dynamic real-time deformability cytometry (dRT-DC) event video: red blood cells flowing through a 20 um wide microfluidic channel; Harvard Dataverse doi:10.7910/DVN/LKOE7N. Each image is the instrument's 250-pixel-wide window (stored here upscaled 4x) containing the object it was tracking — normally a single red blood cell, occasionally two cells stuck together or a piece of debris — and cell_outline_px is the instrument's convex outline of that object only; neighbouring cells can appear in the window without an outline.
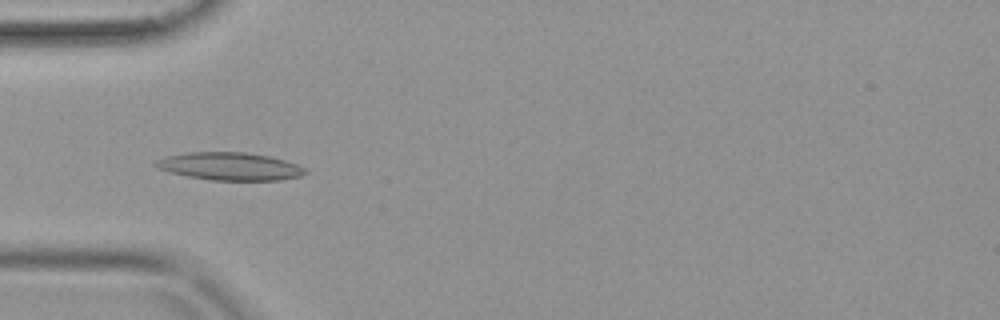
{"species": "common noctule bat (a hibernating species)", "species_latin": "Nyctalus noctula", "temperature_condition": "warm", "stored_images_in_passage": 20, "camera_frame_rate_fps": 3000, "um_per_image_px": 0.085, "animal": {"sex": "female", "body_mass_g": 19.9}, "frame": {"image": 1, "passage_image": 3, "time_ms": 0.667, "image_size_px": [1000, 320], "cell_outline_px": [[308, 172], [300, 176], [280, 180], [212, 180], [188, 176], [168, 172], [156, 168], [152, 164], [156, 160], [168, 156], [188, 152], [244, 152], [268, 156], [284, 160], [296, 164], [304, 168]], "centroid_in_image_um": [19.5, 14.14], "position_along_channel_um": 65.5, "area_um2": 24.1}}
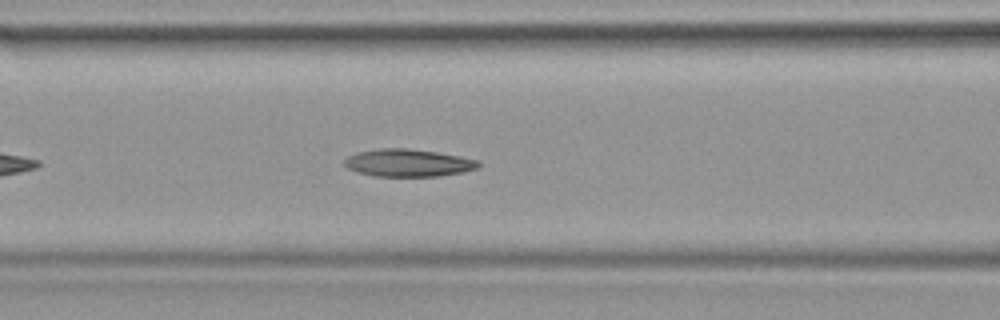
{"frame": {"image": 2, "passage_image": 7, "time_ms": 2.0, "image_size_px": [1000, 320], "cell_outline_px": [[480, 164], [476, 168], [460, 172], [436, 176], [372, 176], [356, 172], [348, 168], [344, 164], [344, 160], [348, 156], [356, 152], [376, 148], [408, 148], [436, 152], [460, 156], [480, 160]], "centroid_in_image_um": [34.64, 13.83], "position_along_channel_um": 132.0, "area_um2": 21.5}}
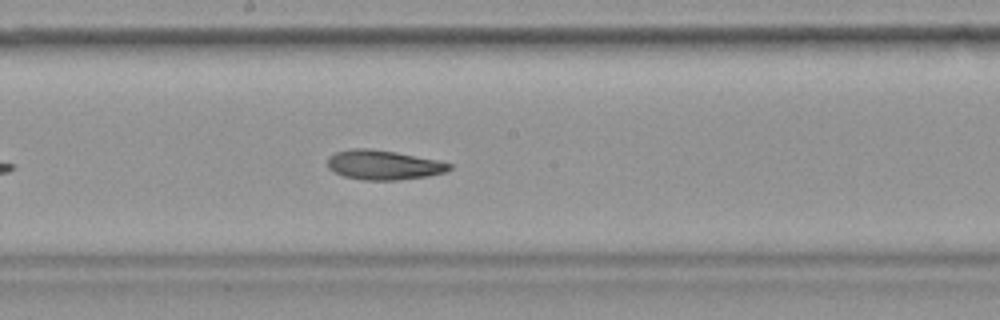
{"frame": {"image": 3, "passage_image": 12, "time_ms": 3.667, "image_size_px": [1000, 320], "cell_outline_px": [[452, 168], [444, 172], [428, 176], [400, 180], [364, 180], [344, 176], [328, 168], [328, 156], [336, 152], [352, 148], [372, 148], [396, 152], [436, 160], [452, 164]], "centroid_in_image_um": [32.59, 14.01], "position_along_channel_um": 215.6, "area_um2": 20.92}}